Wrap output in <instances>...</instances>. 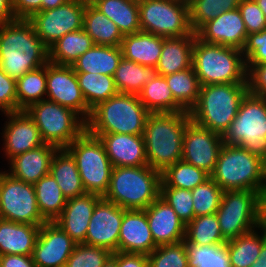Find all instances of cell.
I'll use <instances>...</instances> for the list:
<instances>
[{
	"instance_id": "57",
	"label": "cell",
	"mask_w": 266,
	"mask_h": 267,
	"mask_svg": "<svg viewBox=\"0 0 266 267\" xmlns=\"http://www.w3.org/2000/svg\"><path fill=\"white\" fill-rule=\"evenodd\" d=\"M68 1L69 0H42L41 11L54 9Z\"/></svg>"
},
{
	"instance_id": "29",
	"label": "cell",
	"mask_w": 266,
	"mask_h": 267,
	"mask_svg": "<svg viewBox=\"0 0 266 267\" xmlns=\"http://www.w3.org/2000/svg\"><path fill=\"white\" fill-rule=\"evenodd\" d=\"M120 46L94 45L72 64L76 73L113 76L122 59Z\"/></svg>"
},
{
	"instance_id": "60",
	"label": "cell",
	"mask_w": 266,
	"mask_h": 267,
	"mask_svg": "<svg viewBox=\"0 0 266 267\" xmlns=\"http://www.w3.org/2000/svg\"><path fill=\"white\" fill-rule=\"evenodd\" d=\"M102 267H117V252H113Z\"/></svg>"
},
{
	"instance_id": "7",
	"label": "cell",
	"mask_w": 266,
	"mask_h": 267,
	"mask_svg": "<svg viewBox=\"0 0 266 267\" xmlns=\"http://www.w3.org/2000/svg\"><path fill=\"white\" fill-rule=\"evenodd\" d=\"M264 160L236 145L224 144L210 177L223 189L260 193Z\"/></svg>"
},
{
	"instance_id": "16",
	"label": "cell",
	"mask_w": 266,
	"mask_h": 267,
	"mask_svg": "<svg viewBox=\"0 0 266 267\" xmlns=\"http://www.w3.org/2000/svg\"><path fill=\"white\" fill-rule=\"evenodd\" d=\"M223 145L221 135L191 121L183 136L182 160L211 175Z\"/></svg>"
},
{
	"instance_id": "37",
	"label": "cell",
	"mask_w": 266,
	"mask_h": 267,
	"mask_svg": "<svg viewBox=\"0 0 266 267\" xmlns=\"http://www.w3.org/2000/svg\"><path fill=\"white\" fill-rule=\"evenodd\" d=\"M140 101L149 112H184L174 100L164 76L157 75L146 83L138 94Z\"/></svg>"
},
{
	"instance_id": "32",
	"label": "cell",
	"mask_w": 266,
	"mask_h": 267,
	"mask_svg": "<svg viewBox=\"0 0 266 267\" xmlns=\"http://www.w3.org/2000/svg\"><path fill=\"white\" fill-rule=\"evenodd\" d=\"M83 29L95 45L121 46L124 37L117 25L89 1L84 12Z\"/></svg>"
},
{
	"instance_id": "42",
	"label": "cell",
	"mask_w": 266,
	"mask_h": 267,
	"mask_svg": "<svg viewBox=\"0 0 266 267\" xmlns=\"http://www.w3.org/2000/svg\"><path fill=\"white\" fill-rule=\"evenodd\" d=\"M209 178L210 175L204 170L180 160L168 166L161 173L160 187H176L192 190Z\"/></svg>"
},
{
	"instance_id": "38",
	"label": "cell",
	"mask_w": 266,
	"mask_h": 267,
	"mask_svg": "<svg viewBox=\"0 0 266 267\" xmlns=\"http://www.w3.org/2000/svg\"><path fill=\"white\" fill-rule=\"evenodd\" d=\"M164 77L173 93L174 100L189 112L198 101L201 87L193 66Z\"/></svg>"
},
{
	"instance_id": "25",
	"label": "cell",
	"mask_w": 266,
	"mask_h": 267,
	"mask_svg": "<svg viewBox=\"0 0 266 267\" xmlns=\"http://www.w3.org/2000/svg\"><path fill=\"white\" fill-rule=\"evenodd\" d=\"M57 147L43 144L10 159V172L13 178L35 184L50 172V165Z\"/></svg>"
},
{
	"instance_id": "36",
	"label": "cell",
	"mask_w": 266,
	"mask_h": 267,
	"mask_svg": "<svg viewBox=\"0 0 266 267\" xmlns=\"http://www.w3.org/2000/svg\"><path fill=\"white\" fill-rule=\"evenodd\" d=\"M40 214L46 222H54L63 211L67 199L49 173L34 184Z\"/></svg>"
},
{
	"instance_id": "39",
	"label": "cell",
	"mask_w": 266,
	"mask_h": 267,
	"mask_svg": "<svg viewBox=\"0 0 266 267\" xmlns=\"http://www.w3.org/2000/svg\"><path fill=\"white\" fill-rule=\"evenodd\" d=\"M76 77L86 104L91 110L118 93L113 76L76 73Z\"/></svg>"
},
{
	"instance_id": "1",
	"label": "cell",
	"mask_w": 266,
	"mask_h": 267,
	"mask_svg": "<svg viewBox=\"0 0 266 267\" xmlns=\"http://www.w3.org/2000/svg\"><path fill=\"white\" fill-rule=\"evenodd\" d=\"M49 62V48L40 40L33 24L15 19L0 26V68L17 80Z\"/></svg>"
},
{
	"instance_id": "62",
	"label": "cell",
	"mask_w": 266,
	"mask_h": 267,
	"mask_svg": "<svg viewBox=\"0 0 266 267\" xmlns=\"http://www.w3.org/2000/svg\"><path fill=\"white\" fill-rule=\"evenodd\" d=\"M262 225L266 228V203H263Z\"/></svg>"
},
{
	"instance_id": "58",
	"label": "cell",
	"mask_w": 266,
	"mask_h": 267,
	"mask_svg": "<svg viewBox=\"0 0 266 267\" xmlns=\"http://www.w3.org/2000/svg\"><path fill=\"white\" fill-rule=\"evenodd\" d=\"M251 267H266V241L262 244L259 257Z\"/></svg>"
},
{
	"instance_id": "5",
	"label": "cell",
	"mask_w": 266,
	"mask_h": 267,
	"mask_svg": "<svg viewBox=\"0 0 266 267\" xmlns=\"http://www.w3.org/2000/svg\"><path fill=\"white\" fill-rule=\"evenodd\" d=\"M149 113L138 95L117 93L92 109L86 130L89 133L143 135Z\"/></svg>"
},
{
	"instance_id": "52",
	"label": "cell",
	"mask_w": 266,
	"mask_h": 267,
	"mask_svg": "<svg viewBox=\"0 0 266 267\" xmlns=\"http://www.w3.org/2000/svg\"><path fill=\"white\" fill-rule=\"evenodd\" d=\"M248 90L250 94L266 97V62L246 64Z\"/></svg>"
},
{
	"instance_id": "9",
	"label": "cell",
	"mask_w": 266,
	"mask_h": 267,
	"mask_svg": "<svg viewBox=\"0 0 266 267\" xmlns=\"http://www.w3.org/2000/svg\"><path fill=\"white\" fill-rule=\"evenodd\" d=\"M25 112L36 124L44 143L58 149H65L86 130V121L77 112L47 99L32 104Z\"/></svg>"
},
{
	"instance_id": "50",
	"label": "cell",
	"mask_w": 266,
	"mask_h": 267,
	"mask_svg": "<svg viewBox=\"0 0 266 267\" xmlns=\"http://www.w3.org/2000/svg\"><path fill=\"white\" fill-rule=\"evenodd\" d=\"M246 64H262L266 62V30L247 35L242 49Z\"/></svg>"
},
{
	"instance_id": "17",
	"label": "cell",
	"mask_w": 266,
	"mask_h": 267,
	"mask_svg": "<svg viewBox=\"0 0 266 267\" xmlns=\"http://www.w3.org/2000/svg\"><path fill=\"white\" fill-rule=\"evenodd\" d=\"M76 242L55 222L41 225L32 259L36 267H65Z\"/></svg>"
},
{
	"instance_id": "34",
	"label": "cell",
	"mask_w": 266,
	"mask_h": 267,
	"mask_svg": "<svg viewBox=\"0 0 266 267\" xmlns=\"http://www.w3.org/2000/svg\"><path fill=\"white\" fill-rule=\"evenodd\" d=\"M157 75L156 67L143 66L122 57L113 79L118 93L138 95L144 85Z\"/></svg>"
},
{
	"instance_id": "31",
	"label": "cell",
	"mask_w": 266,
	"mask_h": 267,
	"mask_svg": "<svg viewBox=\"0 0 266 267\" xmlns=\"http://www.w3.org/2000/svg\"><path fill=\"white\" fill-rule=\"evenodd\" d=\"M49 173L54 177L67 200L86 193L76 161L66 149L56 151Z\"/></svg>"
},
{
	"instance_id": "6",
	"label": "cell",
	"mask_w": 266,
	"mask_h": 267,
	"mask_svg": "<svg viewBox=\"0 0 266 267\" xmlns=\"http://www.w3.org/2000/svg\"><path fill=\"white\" fill-rule=\"evenodd\" d=\"M161 172L150 166L113 167L104 199L123 209H146L160 196Z\"/></svg>"
},
{
	"instance_id": "21",
	"label": "cell",
	"mask_w": 266,
	"mask_h": 267,
	"mask_svg": "<svg viewBox=\"0 0 266 267\" xmlns=\"http://www.w3.org/2000/svg\"><path fill=\"white\" fill-rule=\"evenodd\" d=\"M144 210L156 246L184 241L186 225L162 197L159 196Z\"/></svg>"
},
{
	"instance_id": "3",
	"label": "cell",
	"mask_w": 266,
	"mask_h": 267,
	"mask_svg": "<svg viewBox=\"0 0 266 267\" xmlns=\"http://www.w3.org/2000/svg\"><path fill=\"white\" fill-rule=\"evenodd\" d=\"M248 92V83L201 86L198 101L189 111L191 121L223 136Z\"/></svg>"
},
{
	"instance_id": "55",
	"label": "cell",
	"mask_w": 266,
	"mask_h": 267,
	"mask_svg": "<svg viewBox=\"0 0 266 267\" xmlns=\"http://www.w3.org/2000/svg\"><path fill=\"white\" fill-rule=\"evenodd\" d=\"M0 267H36L31 255H0Z\"/></svg>"
},
{
	"instance_id": "51",
	"label": "cell",
	"mask_w": 266,
	"mask_h": 267,
	"mask_svg": "<svg viewBox=\"0 0 266 267\" xmlns=\"http://www.w3.org/2000/svg\"><path fill=\"white\" fill-rule=\"evenodd\" d=\"M0 110L4 113L17 112L16 80L0 68Z\"/></svg>"
},
{
	"instance_id": "56",
	"label": "cell",
	"mask_w": 266,
	"mask_h": 267,
	"mask_svg": "<svg viewBox=\"0 0 266 267\" xmlns=\"http://www.w3.org/2000/svg\"><path fill=\"white\" fill-rule=\"evenodd\" d=\"M13 20L12 0H0V26Z\"/></svg>"
},
{
	"instance_id": "61",
	"label": "cell",
	"mask_w": 266,
	"mask_h": 267,
	"mask_svg": "<svg viewBox=\"0 0 266 267\" xmlns=\"http://www.w3.org/2000/svg\"><path fill=\"white\" fill-rule=\"evenodd\" d=\"M266 18V0H255Z\"/></svg>"
},
{
	"instance_id": "47",
	"label": "cell",
	"mask_w": 266,
	"mask_h": 267,
	"mask_svg": "<svg viewBox=\"0 0 266 267\" xmlns=\"http://www.w3.org/2000/svg\"><path fill=\"white\" fill-rule=\"evenodd\" d=\"M112 252L104 247L76 244L65 267H102Z\"/></svg>"
},
{
	"instance_id": "15",
	"label": "cell",
	"mask_w": 266,
	"mask_h": 267,
	"mask_svg": "<svg viewBox=\"0 0 266 267\" xmlns=\"http://www.w3.org/2000/svg\"><path fill=\"white\" fill-rule=\"evenodd\" d=\"M46 94L49 101L73 109L87 121L91 109L87 106L72 66L46 64Z\"/></svg>"
},
{
	"instance_id": "41",
	"label": "cell",
	"mask_w": 266,
	"mask_h": 267,
	"mask_svg": "<svg viewBox=\"0 0 266 267\" xmlns=\"http://www.w3.org/2000/svg\"><path fill=\"white\" fill-rule=\"evenodd\" d=\"M186 244L214 245L226 244V240L220 230L216 214L195 217L185 228Z\"/></svg>"
},
{
	"instance_id": "44",
	"label": "cell",
	"mask_w": 266,
	"mask_h": 267,
	"mask_svg": "<svg viewBox=\"0 0 266 267\" xmlns=\"http://www.w3.org/2000/svg\"><path fill=\"white\" fill-rule=\"evenodd\" d=\"M241 0H191L189 4L190 25L196 32L203 24L221 13L238 8Z\"/></svg>"
},
{
	"instance_id": "13",
	"label": "cell",
	"mask_w": 266,
	"mask_h": 267,
	"mask_svg": "<svg viewBox=\"0 0 266 267\" xmlns=\"http://www.w3.org/2000/svg\"><path fill=\"white\" fill-rule=\"evenodd\" d=\"M0 218L21 224H44L34 185L0 172Z\"/></svg>"
},
{
	"instance_id": "11",
	"label": "cell",
	"mask_w": 266,
	"mask_h": 267,
	"mask_svg": "<svg viewBox=\"0 0 266 267\" xmlns=\"http://www.w3.org/2000/svg\"><path fill=\"white\" fill-rule=\"evenodd\" d=\"M220 230L226 241L262 225L263 204L260 193L252 190H227L216 211Z\"/></svg>"
},
{
	"instance_id": "8",
	"label": "cell",
	"mask_w": 266,
	"mask_h": 267,
	"mask_svg": "<svg viewBox=\"0 0 266 267\" xmlns=\"http://www.w3.org/2000/svg\"><path fill=\"white\" fill-rule=\"evenodd\" d=\"M226 145H236L266 160V97L249 92L238 113L222 136Z\"/></svg>"
},
{
	"instance_id": "59",
	"label": "cell",
	"mask_w": 266,
	"mask_h": 267,
	"mask_svg": "<svg viewBox=\"0 0 266 267\" xmlns=\"http://www.w3.org/2000/svg\"><path fill=\"white\" fill-rule=\"evenodd\" d=\"M260 199L262 204L266 203V160L264 161V173H263V182L260 189Z\"/></svg>"
},
{
	"instance_id": "22",
	"label": "cell",
	"mask_w": 266,
	"mask_h": 267,
	"mask_svg": "<svg viewBox=\"0 0 266 267\" xmlns=\"http://www.w3.org/2000/svg\"><path fill=\"white\" fill-rule=\"evenodd\" d=\"M9 118L4 126V151L10 159L44 143L39 129L25 111L4 113Z\"/></svg>"
},
{
	"instance_id": "63",
	"label": "cell",
	"mask_w": 266,
	"mask_h": 267,
	"mask_svg": "<svg viewBox=\"0 0 266 267\" xmlns=\"http://www.w3.org/2000/svg\"><path fill=\"white\" fill-rule=\"evenodd\" d=\"M170 1H175V2L182 3V4H187V5H189L191 2V0H170Z\"/></svg>"
},
{
	"instance_id": "19",
	"label": "cell",
	"mask_w": 266,
	"mask_h": 267,
	"mask_svg": "<svg viewBox=\"0 0 266 267\" xmlns=\"http://www.w3.org/2000/svg\"><path fill=\"white\" fill-rule=\"evenodd\" d=\"M195 33L203 42L240 50L243 49L248 35L238 8L221 13L203 24Z\"/></svg>"
},
{
	"instance_id": "14",
	"label": "cell",
	"mask_w": 266,
	"mask_h": 267,
	"mask_svg": "<svg viewBox=\"0 0 266 267\" xmlns=\"http://www.w3.org/2000/svg\"><path fill=\"white\" fill-rule=\"evenodd\" d=\"M89 0H69L54 9L35 13L28 19L40 40L49 48L67 33L83 29L84 12Z\"/></svg>"
},
{
	"instance_id": "40",
	"label": "cell",
	"mask_w": 266,
	"mask_h": 267,
	"mask_svg": "<svg viewBox=\"0 0 266 267\" xmlns=\"http://www.w3.org/2000/svg\"><path fill=\"white\" fill-rule=\"evenodd\" d=\"M17 112L40 102L46 94V65L31 70L16 80Z\"/></svg>"
},
{
	"instance_id": "28",
	"label": "cell",
	"mask_w": 266,
	"mask_h": 267,
	"mask_svg": "<svg viewBox=\"0 0 266 267\" xmlns=\"http://www.w3.org/2000/svg\"><path fill=\"white\" fill-rule=\"evenodd\" d=\"M120 47L126 60L143 66L156 67L163 47V37L139 31L125 35Z\"/></svg>"
},
{
	"instance_id": "18",
	"label": "cell",
	"mask_w": 266,
	"mask_h": 267,
	"mask_svg": "<svg viewBox=\"0 0 266 267\" xmlns=\"http://www.w3.org/2000/svg\"><path fill=\"white\" fill-rule=\"evenodd\" d=\"M125 210L102 197L95 205L84 244L104 247L112 253L117 252Z\"/></svg>"
},
{
	"instance_id": "45",
	"label": "cell",
	"mask_w": 266,
	"mask_h": 267,
	"mask_svg": "<svg viewBox=\"0 0 266 267\" xmlns=\"http://www.w3.org/2000/svg\"><path fill=\"white\" fill-rule=\"evenodd\" d=\"M191 191L194 218L216 213L224 191L211 177Z\"/></svg>"
},
{
	"instance_id": "4",
	"label": "cell",
	"mask_w": 266,
	"mask_h": 267,
	"mask_svg": "<svg viewBox=\"0 0 266 267\" xmlns=\"http://www.w3.org/2000/svg\"><path fill=\"white\" fill-rule=\"evenodd\" d=\"M192 66L203 85L248 83L242 50L210 44L195 37Z\"/></svg>"
},
{
	"instance_id": "12",
	"label": "cell",
	"mask_w": 266,
	"mask_h": 267,
	"mask_svg": "<svg viewBox=\"0 0 266 267\" xmlns=\"http://www.w3.org/2000/svg\"><path fill=\"white\" fill-rule=\"evenodd\" d=\"M138 6L141 31L164 38L193 33L187 4L170 0H140Z\"/></svg>"
},
{
	"instance_id": "20",
	"label": "cell",
	"mask_w": 266,
	"mask_h": 267,
	"mask_svg": "<svg viewBox=\"0 0 266 267\" xmlns=\"http://www.w3.org/2000/svg\"><path fill=\"white\" fill-rule=\"evenodd\" d=\"M102 141L113 167L146 166L147 156L143 135L90 133Z\"/></svg>"
},
{
	"instance_id": "48",
	"label": "cell",
	"mask_w": 266,
	"mask_h": 267,
	"mask_svg": "<svg viewBox=\"0 0 266 267\" xmlns=\"http://www.w3.org/2000/svg\"><path fill=\"white\" fill-rule=\"evenodd\" d=\"M162 197L176 212L180 220L187 225L194 218L192 191L176 187H160Z\"/></svg>"
},
{
	"instance_id": "23",
	"label": "cell",
	"mask_w": 266,
	"mask_h": 267,
	"mask_svg": "<svg viewBox=\"0 0 266 267\" xmlns=\"http://www.w3.org/2000/svg\"><path fill=\"white\" fill-rule=\"evenodd\" d=\"M156 247L145 210H125L120 226L118 251L149 255Z\"/></svg>"
},
{
	"instance_id": "35",
	"label": "cell",
	"mask_w": 266,
	"mask_h": 267,
	"mask_svg": "<svg viewBox=\"0 0 266 267\" xmlns=\"http://www.w3.org/2000/svg\"><path fill=\"white\" fill-rule=\"evenodd\" d=\"M261 235L255 230L226 242L231 267H251L259 257L262 244L266 241V228L261 225Z\"/></svg>"
},
{
	"instance_id": "30",
	"label": "cell",
	"mask_w": 266,
	"mask_h": 267,
	"mask_svg": "<svg viewBox=\"0 0 266 267\" xmlns=\"http://www.w3.org/2000/svg\"><path fill=\"white\" fill-rule=\"evenodd\" d=\"M112 20L123 36L141 31L139 6L136 0H89Z\"/></svg>"
},
{
	"instance_id": "2",
	"label": "cell",
	"mask_w": 266,
	"mask_h": 267,
	"mask_svg": "<svg viewBox=\"0 0 266 267\" xmlns=\"http://www.w3.org/2000/svg\"><path fill=\"white\" fill-rule=\"evenodd\" d=\"M190 122L187 111L149 113L143 132L148 166L162 173L182 160L183 136Z\"/></svg>"
},
{
	"instance_id": "49",
	"label": "cell",
	"mask_w": 266,
	"mask_h": 267,
	"mask_svg": "<svg viewBox=\"0 0 266 267\" xmlns=\"http://www.w3.org/2000/svg\"><path fill=\"white\" fill-rule=\"evenodd\" d=\"M238 10L248 35L266 30V18L255 0H241Z\"/></svg>"
},
{
	"instance_id": "10",
	"label": "cell",
	"mask_w": 266,
	"mask_h": 267,
	"mask_svg": "<svg viewBox=\"0 0 266 267\" xmlns=\"http://www.w3.org/2000/svg\"><path fill=\"white\" fill-rule=\"evenodd\" d=\"M65 149L76 161L85 191L104 197L109 188L113 165L99 137L85 130Z\"/></svg>"
},
{
	"instance_id": "54",
	"label": "cell",
	"mask_w": 266,
	"mask_h": 267,
	"mask_svg": "<svg viewBox=\"0 0 266 267\" xmlns=\"http://www.w3.org/2000/svg\"><path fill=\"white\" fill-rule=\"evenodd\" d=\"M117 267H148V255L117 251Z\"/></svg>"
},
{
	"instance_id": "24",
	"label": "cell",
	"mask_w": 266,
	"mask_h": 267,
	"mask_svg": "<svg viewBox=\"0 0 266 267\" xmlns=\"http://www.w3.org/2000/svg\"><path fill=\"white\" fill-rule=\"evenodd\" d=\"M101 198L99 195L86 192L68 199L60 216L54 222L77 244L84 243L95 205Z\"/></svg>"
},
{
	"instance_id": "27",
	"label": "cell",
	"mask_w": 266,
	"mask_h": 267,
	"mask_svg": "<svg viewBox=\"0 0 266 267\" xmlns=\"http://www.w3.org/2000/svg\"><path fill=\"white\" fill-rule=\"evenodd\" d=\"M40 227L0 218V255H32Z\"/></svg>"
},
{
	"instance_id": "33",
	"label": "cell",
	"mask_w": 266,
	"mask_h": 267,
	"mask_svg": "<svg viewBox=\"0 0 266 267\" xmlns=\"http://www.w3.org/2000/svg\"><path fill=\"white\" fill-rule=\"evenodd\" d=\"M94 45L93 40L84 29L72 31L49 47V62L72 66L79 56Z\"/></svg>"
},
{
	"instance_id": "43",
	"label": "cell",
	"mask_w": 266,
	"mask_h": 267,
	"mask_svg": "<svg viewBox=\"0 0 266 267\" xmlns=\"http://www.w3.org/2000/svg\"><path fill=\"white\" fill-rule=\"evenodd\" d=\"M188 267H231L225 244H186Z\"/></svg>"
},
{
	"instance_id": "46",
	"label": "cell",
	"mask_w": 266,
	"mask_h": 267,
	"mask_svg": "<svg viewBox=\"0 0 266 267\" xmlns=\"http://www.w3.org/2000/svg\"><path fill=\"white\" fill-rule=\"evenodd\" d=\"M148 267H188L185 241L157 246L148 255Z\"/></svg>"
},
{
	"instance_id": "26",
	"label": "cell",
	"mask_w": 266,
	"mask_h": 267,
	"mask_svg": "<svg viewBox=\"0 0 266 267\" xmlns=\"http://www.w3.org/2000/svg\"><path fill=\"white\" fill-rule=\"evenodd\" d=\"M196 33L181 37H163V47L156 66L158 75L166 76L192 67Z\"/></svg>"
},
{
	"instance_id": "53",
	"label": "cell",
	"mask_w": 266,
	"mask_h": 267,
	"mask_svg": "<svg viewBox=\"0 0 266 267\" xmlns=\"http://www.w3.org/2000/svg\"><path fill=\"white\" fill-rule=\"evenodd\" d=\"M42 0H12V9L15 19H30L41 11Z\"/></svg>"
}]
</instances>
